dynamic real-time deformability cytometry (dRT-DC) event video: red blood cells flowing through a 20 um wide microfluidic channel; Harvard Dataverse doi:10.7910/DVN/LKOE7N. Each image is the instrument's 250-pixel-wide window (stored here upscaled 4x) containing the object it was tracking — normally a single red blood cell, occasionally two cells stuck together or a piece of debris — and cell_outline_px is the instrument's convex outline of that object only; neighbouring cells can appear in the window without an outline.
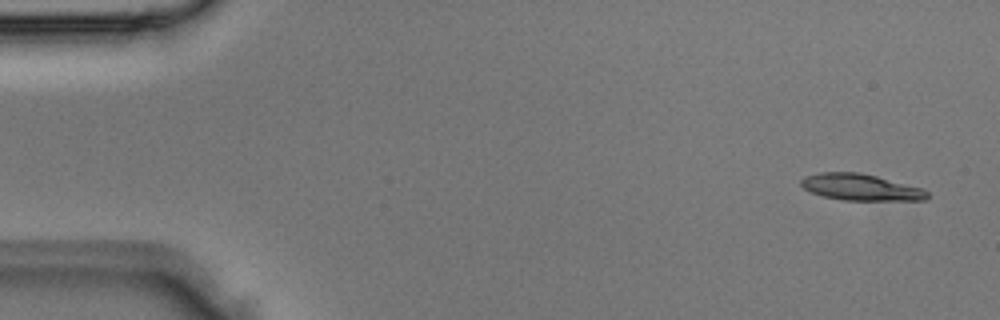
{"species": "Egyptian fruit bat (a non-hibernating species)", "species_latin": "Rousettus aegyptiacus", "temperature_condition": "room temperature", "stored_images_in_passage": 4, "camera_frame_rate_fps": 3000, "um_per_image_px": 0.085, "animal": {"sex": "male"}, "frame": {"image": 1, "passage_image": 1, "time_ms": 0.0, "image_size_px": [1000, 320], "cell_outline_px": [[928, 196], [924, 200], [844, 200], [824, 196], [812, 192], [804, 188], [800, 184], [800, 180], [804, 176], [820, 172], [860, 172], [924, 188], [928, 192]], "centroid_in_image_um": [73.16, 15.9], "position_along_channel_um": 11.8, "area_um2": 19.42}}